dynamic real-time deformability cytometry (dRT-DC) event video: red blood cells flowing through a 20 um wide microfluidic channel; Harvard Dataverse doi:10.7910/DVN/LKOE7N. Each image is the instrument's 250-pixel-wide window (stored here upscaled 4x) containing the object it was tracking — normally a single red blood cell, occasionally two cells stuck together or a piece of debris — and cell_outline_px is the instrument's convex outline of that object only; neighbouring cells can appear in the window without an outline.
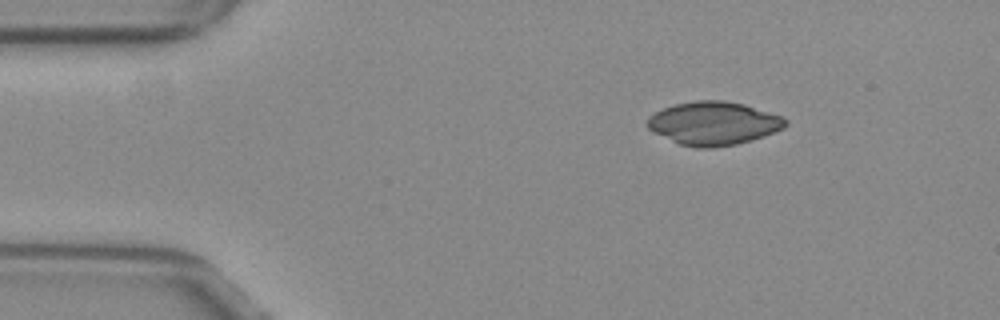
{"species": "common noctule bat (a hibernating species)", "species_latin": "Nyctalus noctula", "temperature_condition": "warm", "stored_images_in_passage": 46, "camera_frame_rate_fps": 3000, "um_per_image_px": 0.085, "animal": {"sex": "female", "body_mass_g": 29.2, "forearm_length_mm": 56.3}, "frame": {"image": 1, "passage_image": 1, "time_ms": 0.0, "image_size_px": [1000, 320], "cell_outline_px": [[788, 124], [784, 128], [736, 144], [712, 148], [700, 148], [680, 144], [648, 128], [648, 116], [664, 108], [676, 104], [696, 100], [724, 100], [744, 104], [784, 116], [788, 120]], "centroid_in_image_um": [60.69, 10.46], "position_along_channel_um": 24.3, "area_um2": 34.45}}
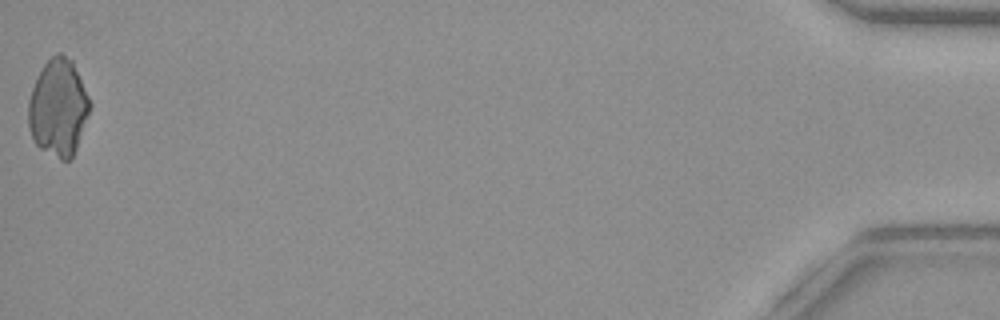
{"frame": {"image": 2, "passage_image": 46, "time_ms": 15.0, "image_size_px": [1000, 320], "cell_outline_px": [[92, 104], [76, 148], [72, 156], [68, 160], [60, 160], [40, 148], [36, 144], [32, 136], [28, 124], [28, 100], [32, 88], [44, 64], [56, 52], [60, 52], [72, 60]], "centroid_in_image_um": [4.95, 9.14], "position_along_channel_um": 430.3, "area_um2": 34.51}}